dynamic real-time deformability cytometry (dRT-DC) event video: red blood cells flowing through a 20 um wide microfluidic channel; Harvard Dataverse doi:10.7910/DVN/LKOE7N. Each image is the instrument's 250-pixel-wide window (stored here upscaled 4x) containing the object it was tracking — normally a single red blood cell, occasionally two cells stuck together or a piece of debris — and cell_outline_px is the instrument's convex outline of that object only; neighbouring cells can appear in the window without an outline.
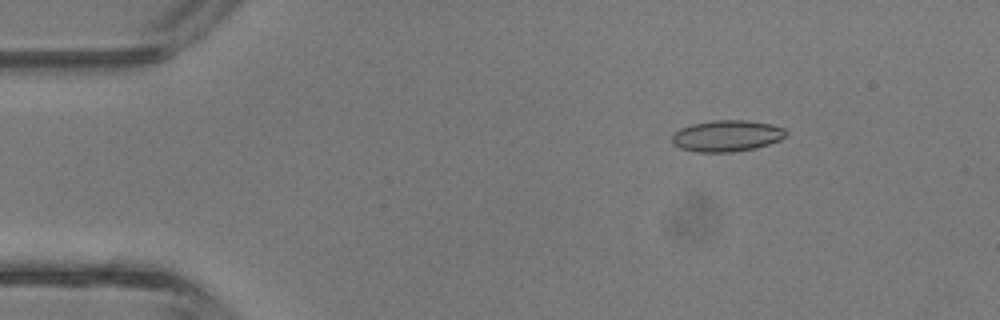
{"species": "common noctule bat (a hibernating species)", "species_latin": "Nyctalus noctula", "temperature_condition": "room temperature", "stored_images_in_passage": 42, "camera_frame_rate_fps": 3000, "um_per_image_px": 0.085, "animal": {"sex": "male", "body_mass_g": 13.3}, "frame": {"image": 1, "passage_image": 6, "time_ms": 1.667, "image_size_px": [1000, 320], "cell_outline_px": [[788, 136], [780, 140], [756, 148], [732, 152], [696, 152], [680, 148], [672, 144], [672, 136], [680, 128], [692, 124], [712, 120], [748, 120], [772, 124], [784, 128], [788, 132]], "centroid_in_image_um": [61.81, 11.55], "position_along_channel_um": 23.2, "area_um2": 21.04}}
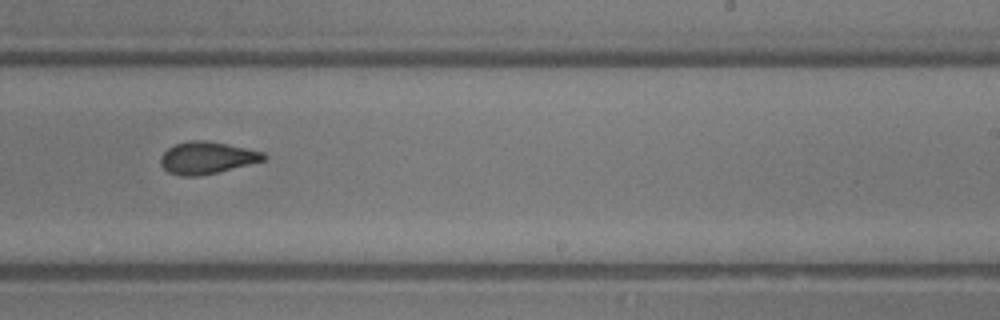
{"frame": {"image": 2, "passage_image": 26, "time_ms": 8.333, "image_size_px": [1000, 320], "cell_outline_px": [[268, 156], [264, 160], [200, 176], [180, 176], [168, 172], [160, 164], [160, 156], [168, 148], [176, 144], [188, 140], [204, 140], [228, 144], [264, 152]], "centroid_in_image_um": [17.56, 13.4], "position_along_channel_um": 271.4, "area_um2": 19.19}}
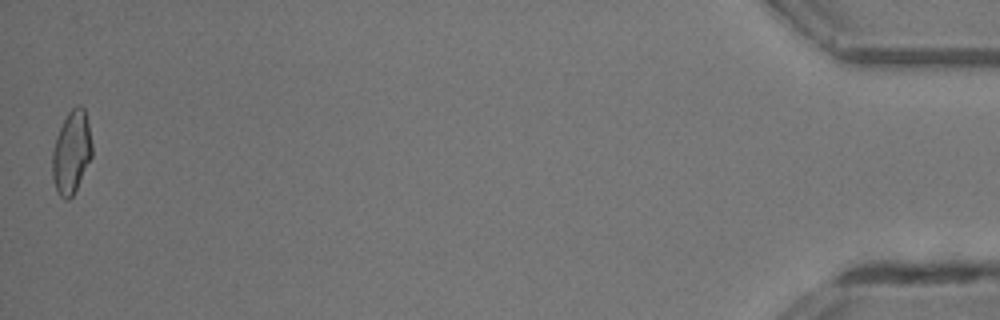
{"frame": {"image": 3, "passage_image": 42, "time_ms": 13.667, "image_size_px": [1000, 320], "cell_outline_px": [[92, 156], [72, 196], [68, 200], [64, 200], [60, 196], [56, 188], [52, 176], [52, 152], [56, 136], [68, 112], [76, 104], [80, 104], [84, 108], [88, 124], [92, 144]], "centroid_in_image_um": [6.07, 12.92], "position_along_channel_um": 429.1, "area_um2": 19.02}, "authors_computed_cell_mechanics": {"area_um2": 19.2474, "velocity_mm_per_s": 4.8471, "shape_relaxation_time_tau1_ms": null, "shape_relaxation_time_tau2_ms": 1.338, "deformation_change_tau1": null, "deformation_change_tau2": 0.0619}}